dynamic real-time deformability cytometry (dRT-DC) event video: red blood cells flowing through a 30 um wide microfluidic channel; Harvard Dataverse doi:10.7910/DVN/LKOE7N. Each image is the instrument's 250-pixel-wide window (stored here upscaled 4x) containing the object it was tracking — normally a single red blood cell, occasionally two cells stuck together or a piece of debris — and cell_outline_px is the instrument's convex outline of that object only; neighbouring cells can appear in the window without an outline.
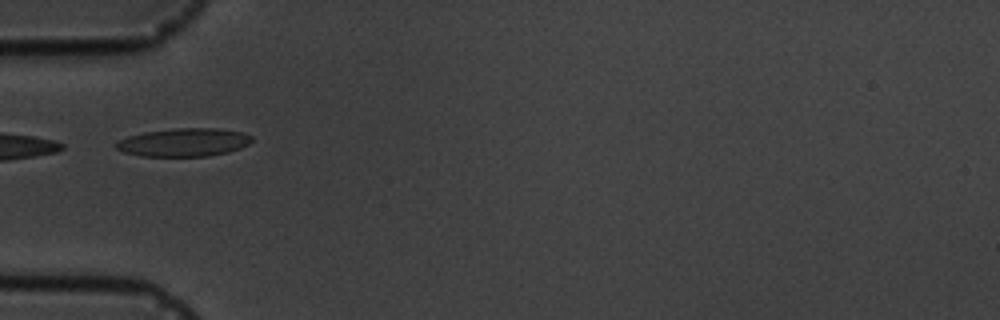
{"species": "common noctule bat (a hibernating species)", "species_latin": "Nyctalus noctula", "temperature_condition": "cold", "stored_images_in_passage": 13, "camera_frame_rate_fps": 3000, "um_per_image_px": 0.085, "animal": {"sex": "male", "body_mass_g": 19.5, "forearm_length_mm": 54.6}, "frame": {"image": 1, "passage_image": 3, "time_ms": 2.0, "image_size_px": [1000, 320], "cell_outline_px": [[252, 140], [248, 144], [240, 148], [228, 152], [208, 156], [140, 156], [124, 152], [116, 148], [112, 144], [116, 140], [128, 136], [144, 132], [176, 128], [216, 128], [244, 132], [252, 136]], "centroid_in_image_um": [15.59, 12.09], "position_along_channel_um": 69.4, "area_um2": 22.48}}
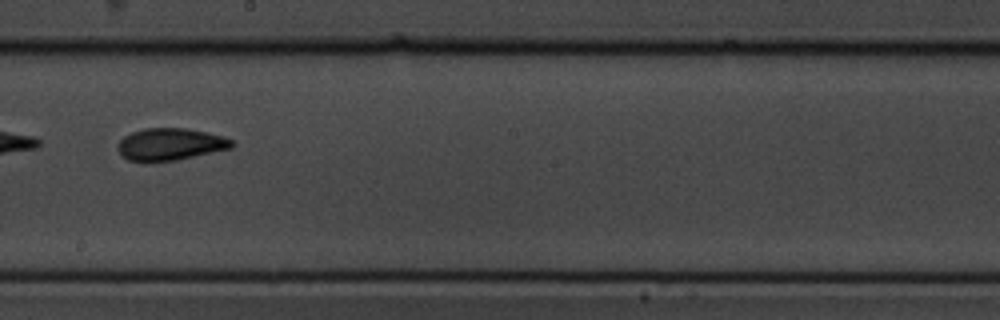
{"frame": {"image": 2, "passage_image": 7, "time_ms": 6.667, "image_size_px": [1000, 320], "cell_outline_px": [[236, 144], [232, 148], [176, 160], [128, 160], [116, 148], [120, 140], [124, 136], [132, 132], [144, 128], [184, 128], [224, 136], [232, 140]], "centroid_in_image_um": [14.5, 12.24], "position_along_channel_um": 233.7, "area_um2": 20.98}}
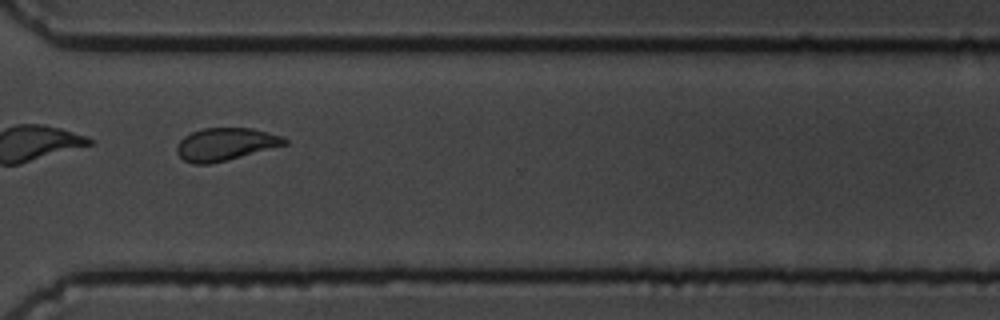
{"frame": {"image": 3, "passage_image": 10, "time_ms": 10.0, "image_size_px": [1000, 320], "cell_outline_px": [[288, 144], [208, 164], [192, 164], [184, 160], [176, 152], [176, 144], [184, 136], [192, 132], [204, 128], [252, 128], [280, 136], [288, 140]], "centroid_in_image_um": [19.12, 12.25], "position_along_channel_um": 351.5, "area_um2": 20.17}, "authors_computed_cell_mechanics": {"area_um2": 21.2126, "velocity_mm_per_s": 3.5326, "shape_relaxation_time_tau1_ms": 2.8398, "shape_relaxation_time_tau2_ms": 0.8865, "deformation_change_tau1": 0.0816, "deformation_change_tau2": 0.0346}}